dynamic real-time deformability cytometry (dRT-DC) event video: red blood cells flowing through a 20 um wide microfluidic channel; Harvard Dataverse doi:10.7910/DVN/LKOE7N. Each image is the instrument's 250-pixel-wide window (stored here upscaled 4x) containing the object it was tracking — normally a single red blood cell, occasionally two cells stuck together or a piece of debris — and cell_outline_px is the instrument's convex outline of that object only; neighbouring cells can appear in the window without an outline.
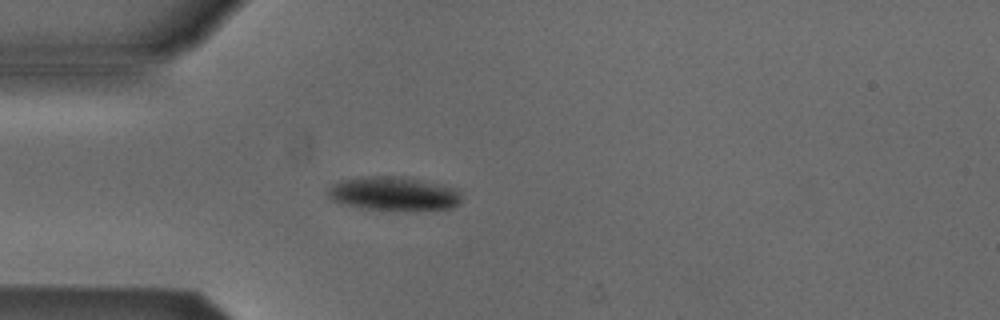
{"species": "Egyptian fruit bat (a non-hibernating species)", "species_latin": "Rousettus aegyptiacus", "temperature_condition": "cold", "stored_images_in_passage": 4, "camera_frame_rate_fps": 3000, "um_per_image_px": 0.085, "animal": {"sex": "male"}, "frame": {"image": 1, "passage_image": 4, "time_ms": 3.667, "image_size_px": [1000, 320], "cell_outline_px": [[460, 204], [452, 208], [360, 208], [340, 204], [332, 200], [328, 196], [328, 188], [340, 180], [372, 176], [404, 176], [460, 188]], "centroid_in_image_um": [33.47, 16.42], "position_along_channel_um": 51.5, "area_um2": 25.89}}